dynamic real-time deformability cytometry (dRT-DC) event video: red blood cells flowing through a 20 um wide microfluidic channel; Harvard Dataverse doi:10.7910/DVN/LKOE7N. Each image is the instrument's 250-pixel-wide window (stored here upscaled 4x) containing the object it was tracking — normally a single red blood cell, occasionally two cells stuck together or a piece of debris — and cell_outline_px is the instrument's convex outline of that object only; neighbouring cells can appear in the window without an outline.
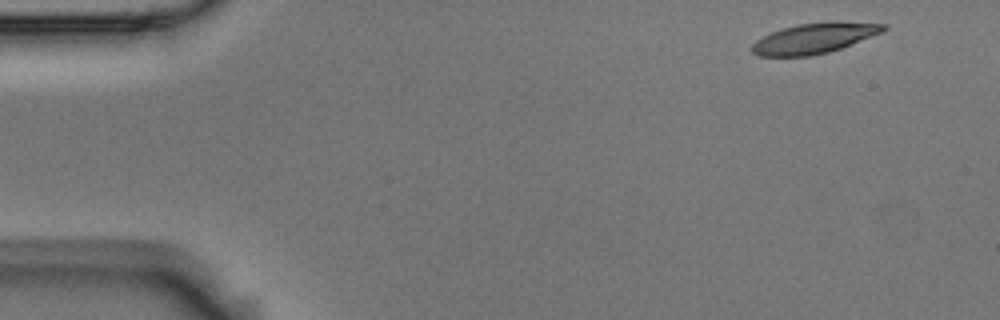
{"species": "Egyptian fruit bat (a non-hibernating species)", "species_latin": "Rousettus aegyptiacus", "temperature_condition": "room temperature", "stored_images_in_passage": 4, "camera_frame_rate_fps": 3000, "um_per_image_px": 0.085, "animal": {"sex": "male"}, "frame": {"image": 1, "passage_image": 1, "time_ms": 0.0, "image_size_px": [1000, 320], "cell_outline_px": [[888, 28], [884, 32], [840, 48], [828, 52], [812, 56], [760, 56], [752, 52], [752, 44], [756, 40], [772, 32], [784, 28], [800, 24], [888, 24]], "centroid_in_image_um": [69.16, 3.31], "position_along_channel_um": 15.8, "area_um2": 22.08}}
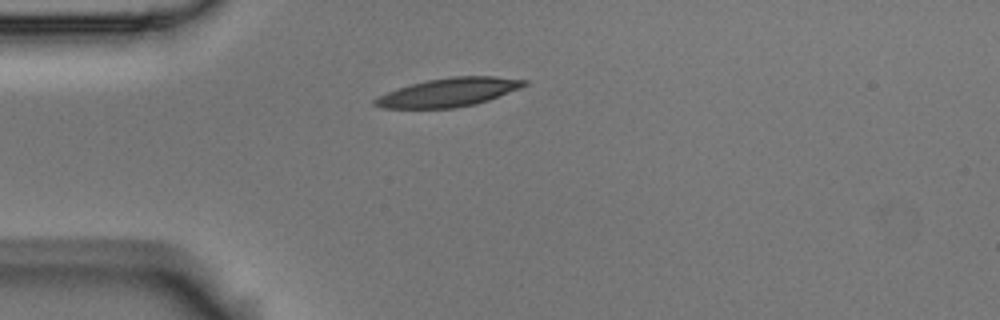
{"frame": {"image": 2, "passage_image": 4, "time_ms": 1.0, "image_size_px": [1000, 320], "cell_outline_px": [[528, 84], [520, 88], [488, 100], [476, 104], [452, 108], [384, 108], [372, 104], [372, 100], [396, 88], [428, 80], [452, 76], [496, 76], [528, 80]], "centroid_in_image_um": [38.15, 7.84], "position_along_channel_um": 46.8, "area_um2": 24.74}}